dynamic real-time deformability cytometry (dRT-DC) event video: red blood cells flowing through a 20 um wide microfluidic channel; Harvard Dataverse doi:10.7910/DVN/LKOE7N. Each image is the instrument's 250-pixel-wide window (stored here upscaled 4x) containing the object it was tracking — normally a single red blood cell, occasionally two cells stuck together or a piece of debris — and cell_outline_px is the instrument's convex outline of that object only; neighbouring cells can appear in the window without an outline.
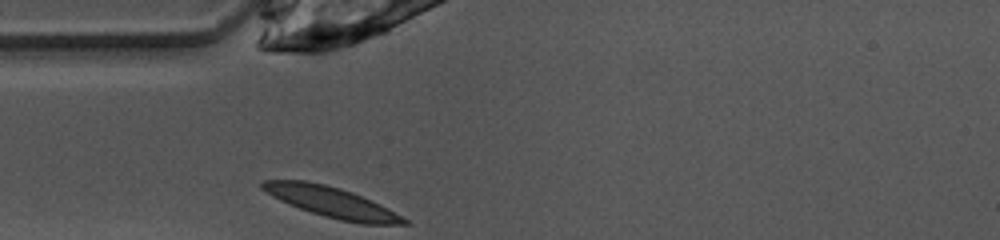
{"species": "common noctule bat (a hibernating species)", "species_latin": "Nyctalus noctula", "temperature_condition": "warm", "stored_images_in_passage": 25, "camera_frame_rate_fps": 3000, "um_per_image_px": 0.085, "animal": {"sex": "female", "body_mass_g": 10.0, "forearm_length_mm": 53.1}, "frame": {"image": 1, "passage_image": 1, "time_ms": 0.0, "image_size_px": [1000, 240], "cell_outline_px": [[412, 224], [360, 224], [340, 220], [324, 216], [288, 204], [272, 196], [260, 188], [260, 184], [264, 180], [304, 180], [324, 184], [340, 188], [352, 192], [380, 204], [408, 220]], "centroid_in_image_um": [28.17, 17.18], "position_along_channel_um": 56.8, "area_um2": 24.91}}
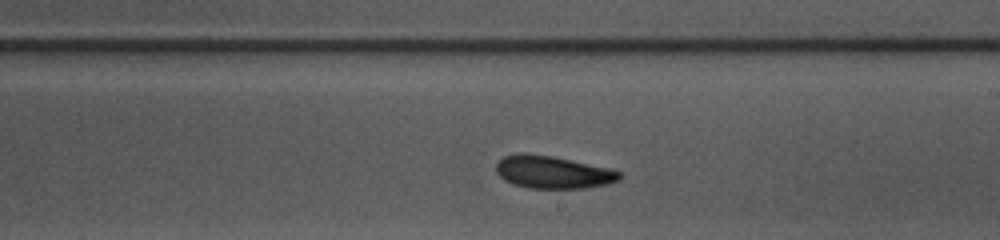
{"frame": {"image": 2, "passage_image": 15, "time_ms": 4.667, "image_size_px": [1000, 240], "cell_outline_px": [[620, 180], [608, 184], [588, 188], [528, 188], [512, 184], [504, 180], [496, 172], [496, 164], [504, 156], [520, 152], [524, 152], [552, 156], [612, 168], [620, 172]], "centroid_in_image_um": [47.0, 14.63], "position_along_channel_um": 242.0, "area_um2": 23.7}}
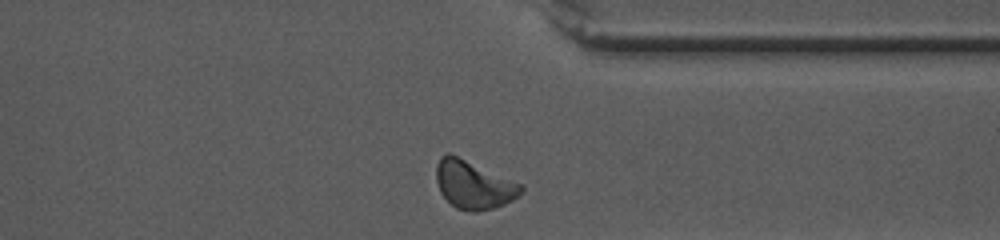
{"frame": {"image": 3, "passage_image": 25, "time_ms": 8.0, "image_size_px": [1000, 240], "cell_outline_px": [[524, 192], [512, 200], [504, 204], [492, 208], [476, 212], [472, 212], [456, 208], [440, 192], [436, 180], [436, 164], [440, 156], [448, 152], [520, 184], [524, 188]], "centroid_in_image_um": [40.22, 15.71], "position_along_channel_um": 371.2, "area_um2": 23.41}, "authors_computed_cell_mechanics": {"area_um2": 23.3512, "velocity_mm_per_s": 3.9758, "shape_relaxation_time_tau1_ms": 4.3448, "shape_relaxation_time_tau2_ms": null, "deformation_change_tau1": 0.1295, "deformation_change_tau2": null}}